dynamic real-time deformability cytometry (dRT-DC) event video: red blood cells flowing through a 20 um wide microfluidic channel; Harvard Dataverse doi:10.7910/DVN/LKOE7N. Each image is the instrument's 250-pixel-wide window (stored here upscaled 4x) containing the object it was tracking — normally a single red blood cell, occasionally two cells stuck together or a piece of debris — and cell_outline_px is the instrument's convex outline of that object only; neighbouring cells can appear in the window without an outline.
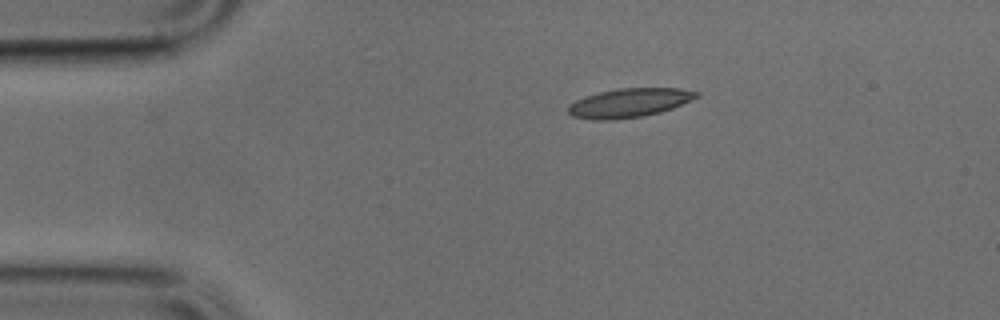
{"species": "common noctule bat (a hibernating species)", "species_latin": "Nyctalus noctula", "temperature_condition": "cold", "stored_images_in_passage": 43, "camera_frame_rate_fps": 3000, "um_per_image_px": 0.085, "animal": {"sex": "male", "body_mass_g": 17.9, "forearm_length_mm": 54.2}, "frame": {"image": 1, "passage_image": 1, "time_ms": 0.0, "image_size_px": [1000, 320], "cell_outline_px": [[700, 96], [672, 108], [660, 112], [644, 116], [616, 120], [592, 120], [572, 116], [568, 112], [568, 108], [576, 100], [600, 92], [616, 88], [680, 88], [700, 92]], "centroid_in_image_um": [53.51, 8.75], "position_along_channel_um": 31.5, "area_um2": 21.62}}
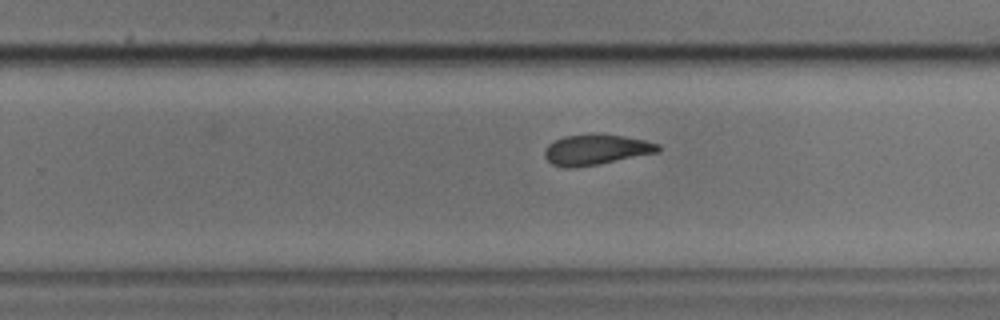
{"frame": {"image": 2, "passage_image": 23, "time_ms": 7.333, "image_size_px": [1000, 320], "cell_outline_px": [[660, 152], [600, 164], [572, 168], [568, 168], [552, 164], [544, 156], [544, 152], [548, 144], [564, 136], [592, 132], [624, 136], [644, 140], [660, 144]], "centroid_in_image_um": [50.68, 12.7], "position_along_channel_um": 279.1, "area_um2": 20.46}}
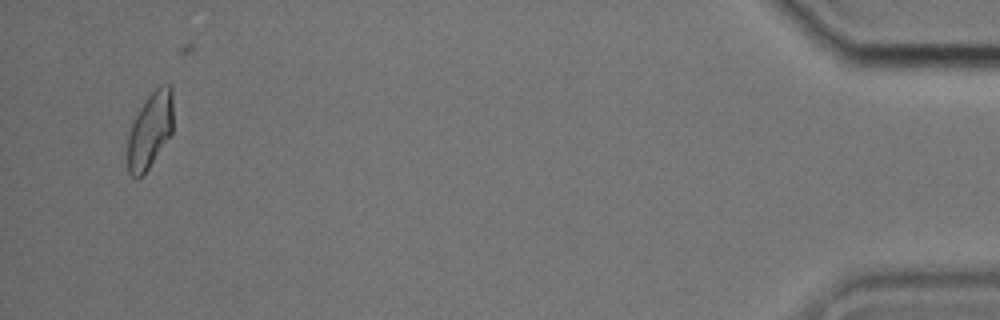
{"frame": {"image": 3, "passage_image": 40, "time_ms": 13.0, "image_size_px": [1000, 320], "cell_outline_px": [[172, 132], [148, 168], [136, 180], [128, 172], [128, 136], [132, 120], [144, 100], [160, 84], [172, 84]], "centroid_in_image_um": [12.74, 11.03], "position_along_channel_um": 422.5, "area_um2": 20.11}}